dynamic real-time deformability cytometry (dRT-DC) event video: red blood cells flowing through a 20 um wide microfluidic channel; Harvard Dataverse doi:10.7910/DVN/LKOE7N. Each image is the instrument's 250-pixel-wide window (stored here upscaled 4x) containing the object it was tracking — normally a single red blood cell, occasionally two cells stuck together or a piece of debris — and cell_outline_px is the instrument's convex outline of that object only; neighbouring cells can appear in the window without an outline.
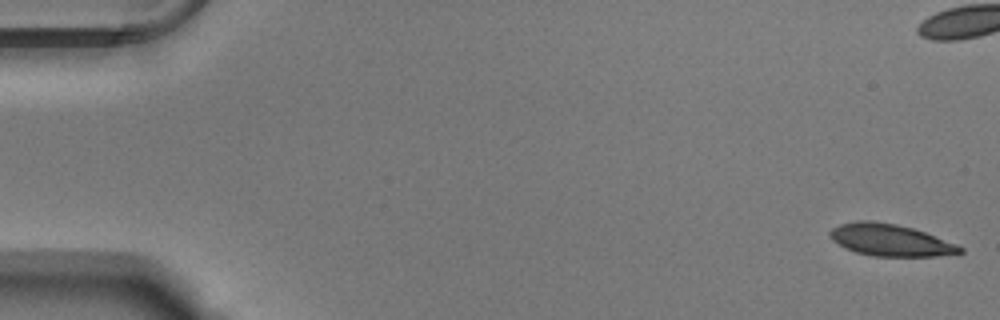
{"species": "Egyptian fruit bat (a non-hibernating species)", "species_latin": "Rousettus aegyptiacus", "temperature_condition": "warm", "stored_images_in_passage": 54, "camera_frame_rate_fps": 3000, "um_per_image_px": 0.085, "animal": {"sex": "male"}, "frame": {"image": 1, "passage_image": 1, "time_ms": 0.0, "image_size_px": [1000, 320], "cell_outline_px": [[964, 252], [956, 256], [872, 256], [856, 252], [844, 248], [836, 244], [828, 236], [828, 232], [832, 228], [840, 224], [896, 224], [912, 228], [924, 232], [956, 244], [964, 248]], "centroid_in_image_um": [75.76, 20.48], "position_along_channel_um": 9.2, "area_um2": 23.52}}
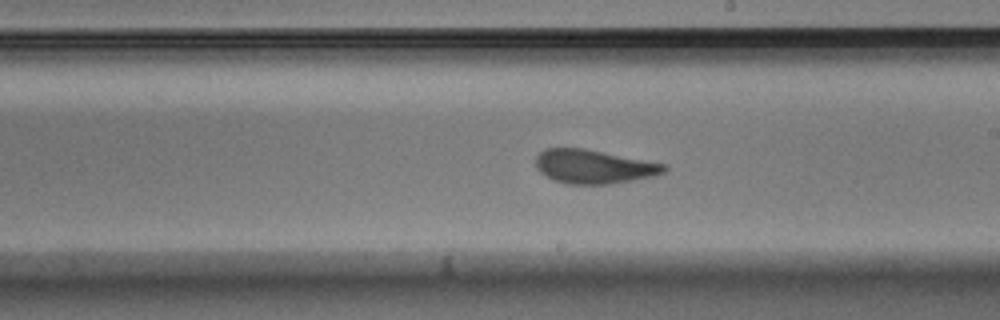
{"frame": {"image": 2, "passage_image": 31, "time_ms": 10.0, "image_size_px": [1000, 320], "cell_outline_px": [[668, 168], [664, 172], [652, 176], [612, 184], [568, 184], [552, 180], [540, 172], [536, 168], [536, 156], [540, 152], [548, 148], [584, 148], [668, 164]], "centroid_in_image_um": [50.48, 14.16], "position_along_channel_um": 238.5, "area_um2": 25.43}}
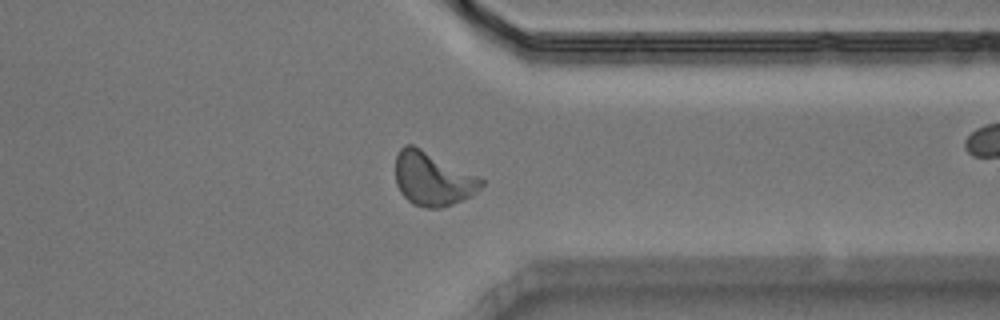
{"frame": {"image": 3, "passage_image": 42, "time_ms": 13.667, "image_size_px": [1000, 320], "cell_outline_px": [[484, 184], [472, 196], [452, 204], [440, 208], [424, 208], [412, 204], [400, 192], [396, 184], [396, 156], [400, 148], [404, 144], [412, 144], [484, 180]], "centroid_in_image_um": [36.74, 15.22], "position_along_channel_um": 374.7, "area_um2": 26.53}, "authors_computed_cell_mechanics": {"area_um2": 25.1719, "velocity_mm_per_s": 3.7676, "shape_relaxation_time_tau1_ms": 7.0945, "shape_relaxation_time_tau2_ms": 1.2239, "deformation_change_tau1": 0.2233, "deformation_change_tau2": 0.0991}}